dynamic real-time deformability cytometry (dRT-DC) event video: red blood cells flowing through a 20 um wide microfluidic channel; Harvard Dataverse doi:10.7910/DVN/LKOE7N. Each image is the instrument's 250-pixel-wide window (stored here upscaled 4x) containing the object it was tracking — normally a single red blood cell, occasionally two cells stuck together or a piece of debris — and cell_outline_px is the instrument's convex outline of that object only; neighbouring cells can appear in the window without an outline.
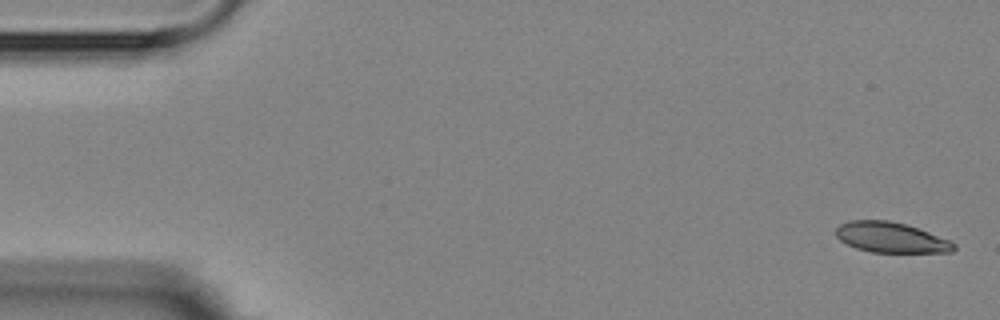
{"species": "Egyptian fruit bat (a non-hibernating species)", "species_latin": "Rousettus aegyptiacus", "temperature_condition": "room temperature", "stored_images_in_passage": 6, "camera_frame_rate_fps": 3000, "um_per_image_px": 0.085, "animal": {"sex": "female"}, "frame": {"image": 1, "passage_image": 1, "time_ms": 0.0, "image_size_px": [1000, 320], "cell_outline_px": [[956, 248], [952, 252], [872, 252], [856, 248], [840, 240], [836, 236], [836, 228], [840, 224], [852, 220], [888, 220], [908, 224], [948, 240], [956, 244]], "centroid_in_image_um": [75.72, 20.18], "position_along_channel_um": 9.3, "area_um2": 20.75}}
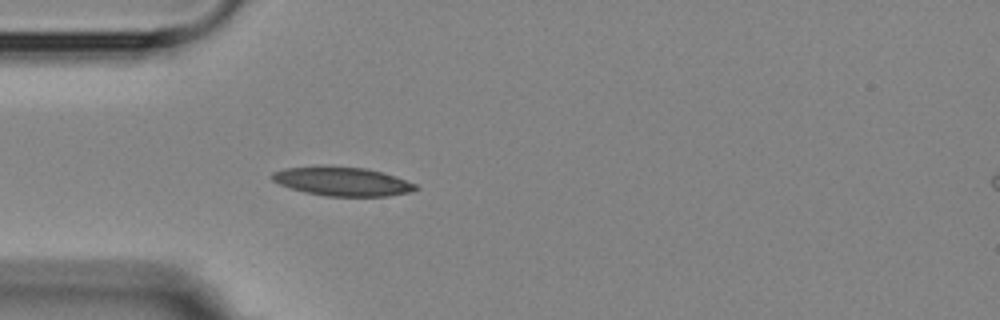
{"frame": {"image": 2, "passage_image": 5, "time_ms": 4.667, "image_size_px": [1000, 320], "cell_outline_px": [[420, 188], [412, 192], [388, 196], [324, 196], [304, 192], [280, 184], [272, 180], [272, 172], [284, 168], [364, 168], [384, 172], [396, 176], [416, 184]], "centroid_in_image_um": [29.18, 15.46], "position_along_channel_um": 55.8, "area_um2": 23.52}}